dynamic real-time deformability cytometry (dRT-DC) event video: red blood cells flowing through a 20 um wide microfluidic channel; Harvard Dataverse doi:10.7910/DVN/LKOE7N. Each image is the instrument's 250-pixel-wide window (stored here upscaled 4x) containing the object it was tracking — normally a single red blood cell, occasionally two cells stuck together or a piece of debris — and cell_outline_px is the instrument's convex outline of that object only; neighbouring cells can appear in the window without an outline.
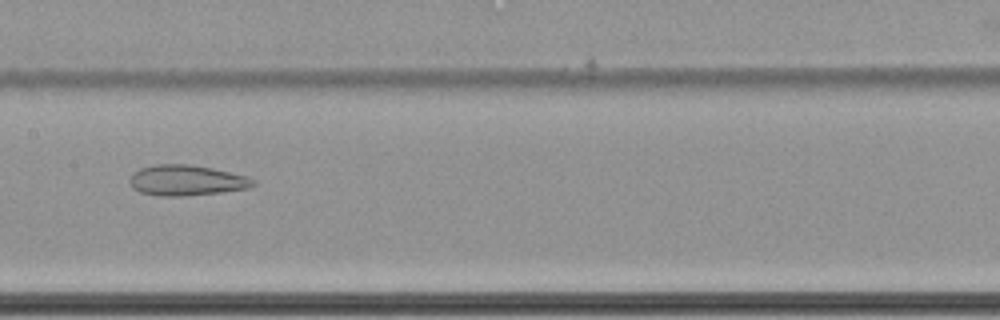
{"species": "common noctule bat (a hibernating species)", "species_latin": "Nyctalus noctula", "temperature_condition": "cold", "stored_images_in_passage": 62, "camera_frame_rate_fps": 3000, "um_per_image_px": 0.085, "animal": {"sex": "female", "body_mass_g": 22.7, "forearm_length_mm": 54.2}, "frame": {"image": 1, "passage_image": 34, "time_ms": 11.0, "image_size_px": [1000, 320], "cell_outline_px": [[256, 184], [248, 188], [220, 192], [184, 196], [160, 196], [140, 192], [132, 188], [128, 180], [132, 172], [140, 168], [156, 164], [192, 164], [212, 168], [248, 176], [256, 180]], "centroid_in_image_um": [15.83, 15.32], "position_along_channel_um": 191.6, "area_um2": 22.2}}
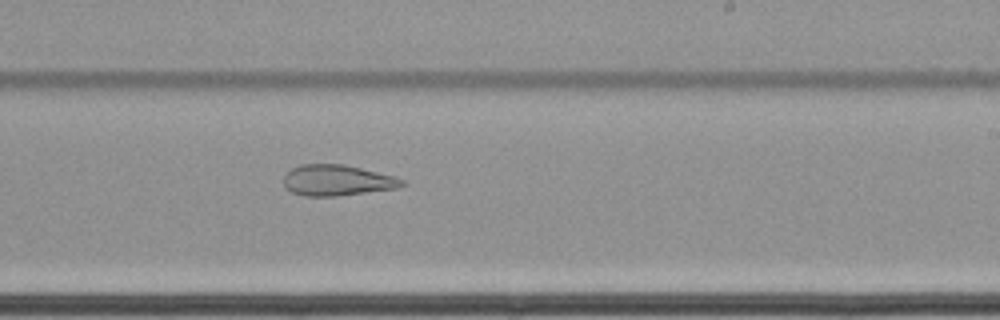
{"frame": {"image": 2, "passage_image": 40, "time_ms": 13.0, "image_size_px": [1000, 320], "cell_outline_px": [[404, 184], [396, 188], [336, 196], [304, 196], [292, 192], [284, 184], [284, 176], [292, 168], [300, 164], [344, 164], [396, 176], [404, 180]], "centroid_in_image_um": [28.66, 15.32], "position_along_channel_um": 260.3, "area_um2": 21.15}}
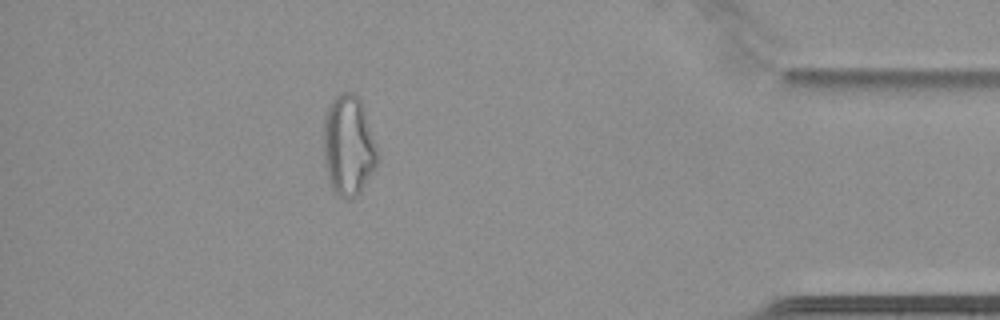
{"frame": {"image": 3, "passage_image": 56, "time_ms": 18.333, "image_size_px": [1000, 320], "cell_outline_px": [[380, 160], [376, 168], [360, 192], [356, 196], [348, 200], [344, 200], [332, 188], [324, 164], [324, 116], [328, 104], [336, 96], [344, 92], [352, 92], [360, 100]], "centroid_in_image_um": [29.6, 12.41], "position_along_channel_um": 405.6, "area_um2": 31.33}}